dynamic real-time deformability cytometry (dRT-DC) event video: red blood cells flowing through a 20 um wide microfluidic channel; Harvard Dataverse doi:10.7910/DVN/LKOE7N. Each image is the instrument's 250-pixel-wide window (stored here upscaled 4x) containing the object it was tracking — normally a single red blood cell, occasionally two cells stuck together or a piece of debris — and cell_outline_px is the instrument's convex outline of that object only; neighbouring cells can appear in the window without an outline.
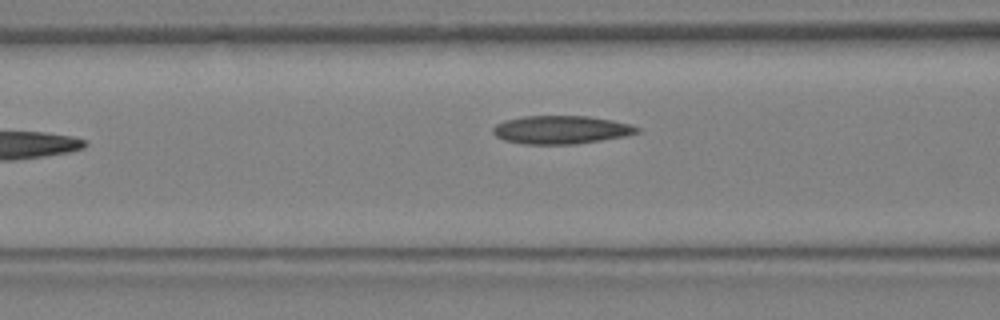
{"species": "Egyptian fruit bat (a non-hibernating species)", "species_latin": "Rousettus aegyptiacus", "temperature_condition": "warm", "stored_images_in_passage": 13, "camera_frame_rate_fps": 3000, "um_per_image_px": 0.085, "animal": {"sex": "female"}, "frame": {"image": 1, "passage_image": 13, "time_ms": 4.0, "image_size_px": [1000, 320], "cell_outline_px": [[640, 132], [628, 136], [576, 144], [524, 144], [504, 140], [496, 136], [492, 132], [492, 128], [496, 124], [504, 120], [524, 116], [588, 116], [612, 120], [628, 124], [640, 128]], "centroid_in_image_um": [47.69, 11.03], "position_along_channel_um": 118.9, "area_um2": 23.81}}